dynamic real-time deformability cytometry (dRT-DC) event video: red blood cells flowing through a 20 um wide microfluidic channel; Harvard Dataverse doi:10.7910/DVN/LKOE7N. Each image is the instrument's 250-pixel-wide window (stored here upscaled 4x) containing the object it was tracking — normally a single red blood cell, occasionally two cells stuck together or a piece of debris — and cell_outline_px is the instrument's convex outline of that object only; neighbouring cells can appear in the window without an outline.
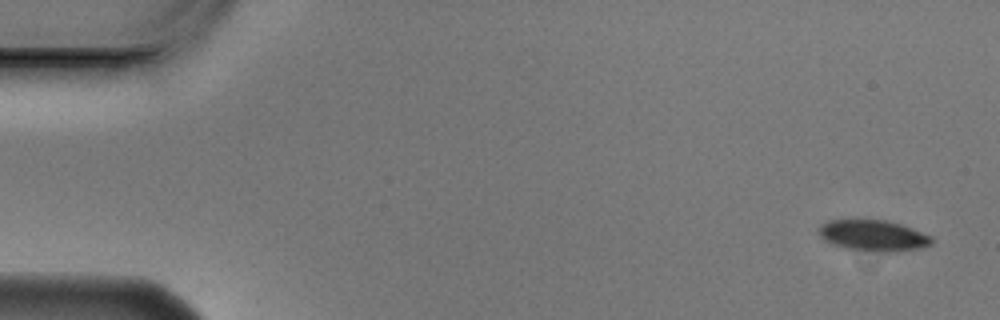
{"species": "Egyptian fruit bat (a non-hibernating species)", "species_latin": "Rousettus aegyptiacus", "temperature_condition": "cold", "stored_images_in_passage": 6, "camera_frame_rate_fps": 3000, "um_per_image_px": 0.085, "animal": {"sex": "male"}, "frame": {"image": 1, "passage_image": 1, "time_ms": 0.0, "image_size_px": [1000, 320], "cell_outline_px": [[932, 244], [924, 248], [896, 252], [880, 252], [844, 248], [832, 244], [824, 240], [820, 236], [816, 228], [820, 224], [828, 220], [888, 220], [912, 228], [932, 236]], "centroid_in_image_um": [74.22, 20.03], "position_along_channel_um": 10.8, "area_um2": 20.75}}
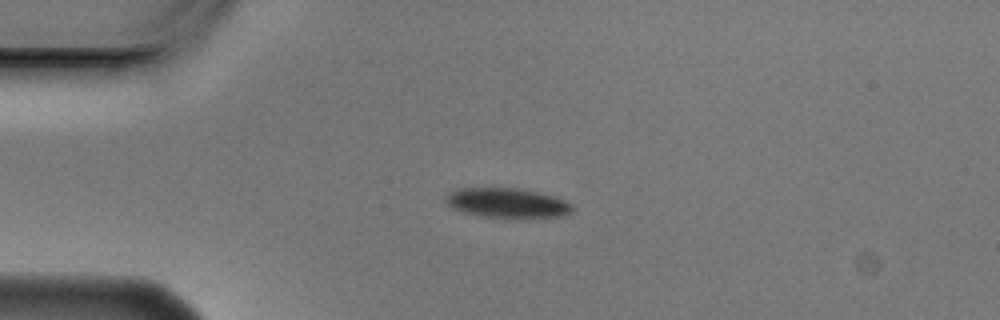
{"frame": {"image": 2, "passage_image": 4, "time_ms": 1.0, "image_size_px": [1000, 320], "cell_outline_px": [[576, 208], [572, 212], [564, 216], [528, 220], [512, 220], [484, 216], [464, 212], [452, 208], [444, 200], [444, 196], [456, 188], [516, 188], [536, 192], [552, 196], [564, 200], [572, 204]], "centroid_in_image_um": [43.17, 17.3], "position_along_channel_um": 41.8, "area_um2": 22.77}}
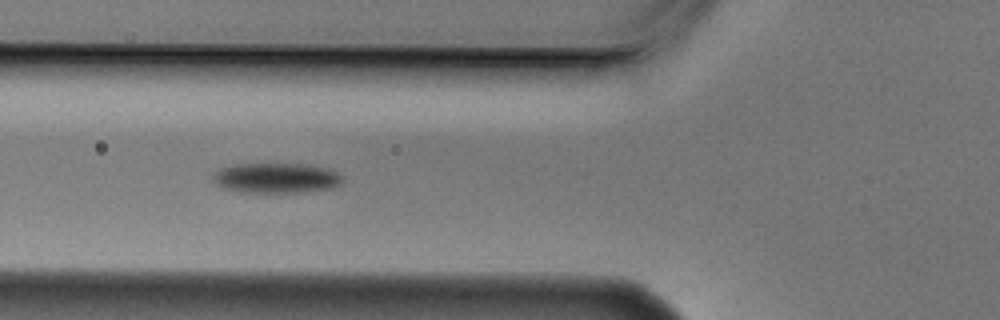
{"frame": {"image": 3, "passage_image": 6, "time_ms": 1.667, "image_size_px": [1000, 320], "cell_outline_px": [[344, 180], [340, 184], [332, 188], [304, 192], [252, 192], [224, 188], [216, 184], [212, 180], [212, 176], [220, 168], [232, 164], [300, 164], [328, 168], [344, 176]], "centroid_in_image_um": [23.51, 15.12], "position_along_channel_um": 102.3, "area_um2": 22.66}}